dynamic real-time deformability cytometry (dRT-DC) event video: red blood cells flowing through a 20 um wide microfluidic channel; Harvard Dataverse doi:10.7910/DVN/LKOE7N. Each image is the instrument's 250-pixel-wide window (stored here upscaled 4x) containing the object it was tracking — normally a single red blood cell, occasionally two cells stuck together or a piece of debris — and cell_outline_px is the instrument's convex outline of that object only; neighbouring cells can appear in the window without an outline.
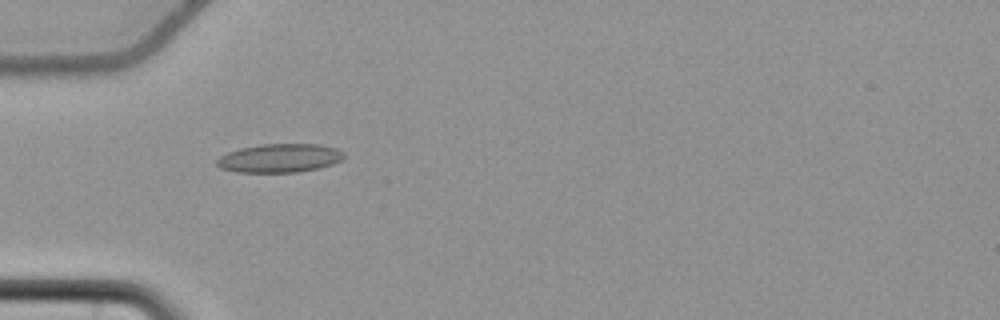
{"species": "common noctule bat (a hibernating species)", "species_latin": "Nyctalus noctula", "temperature_condition": "cold", "stored_images_in_passage": 57, "camera_frame_rate_fps": 3000, "um_per_image_px": 0.085, "animal": {"sex": "female", "body_mass_g": 22.7, "forearm_length_mm": 54.2}, "frame": {"image": 1, "passage_image": 19, "time_ms": 6.0, "image_size_px": [1000, 320], "cell_outline_px": [[344, 156], [340, 160], [332, 164], [316, 168], [296, 172], [236, 172], [220, 168], [216, 164], [216, 160], [220, 156], [228, 152], [240, 148], [260, 144], [320, 144], [336, 148], [344, 152]], "centroid_in_image_um": [23.74, 13.43], "position_along_channel_um": 61.3, "area_um2": 21.15}}
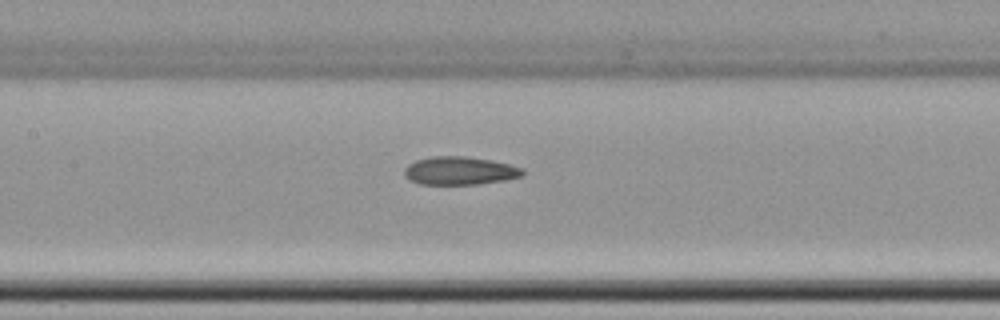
{"frame": {"image": 2, "passage_image": 28, "time_ms": 9.0, "image_size_px": [1000, 320], "cell_outline_px": [[524, 176], [504, 180], [480, 184], [420, 184], [408, 180], [404, 176], [404, 168], [408, 164], [416, 160], [432, 156], [468, 156], [492, 160], [524, 168]], "centroid_in_image_um": [39.07, 14.51], "position_along_channel_um": 168.3, "area_um2": 19.65}}
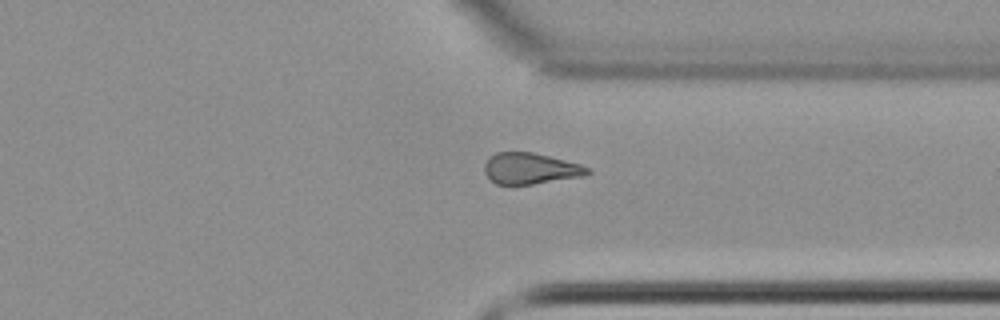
{"frame": {"image": 3, "passage_image": 44, "time_ms": 14.333, "image_size_px": [1000, 320], "cell_outline_px": [[592, 172], [584, 176], [532, 184], [496, 184], [484, 172], [484, 164], [488, 156], [496, 152], [532, 152], [580, 164], [588, 168]], "centroid_in_image_um": [45.06, 14.31], "position_along_channel_um": 366.3, "area_um2": 18.61}, "authors_computed_cell_mechanics": {"area_um2": 19.8832, "velocity_mm_per_s": 3.7108, "shape_relaxation_time_tau1_ms": null, "shape_relaxation_time_tau2_ms": 6.1251, "deformation_change_tau1": null, "deformation_change_tau2": 0.1302}}